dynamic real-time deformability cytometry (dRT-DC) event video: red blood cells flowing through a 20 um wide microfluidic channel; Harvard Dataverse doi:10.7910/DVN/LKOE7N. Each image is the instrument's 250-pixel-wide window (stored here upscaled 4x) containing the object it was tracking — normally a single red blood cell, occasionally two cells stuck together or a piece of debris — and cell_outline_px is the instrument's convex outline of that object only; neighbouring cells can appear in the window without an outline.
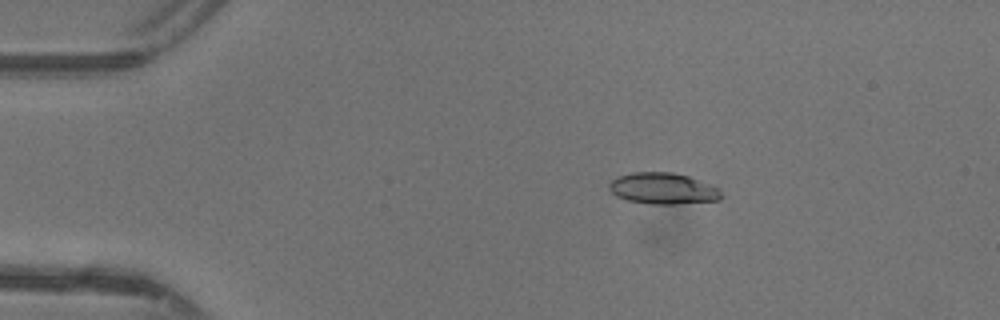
{"species": "common noctule bat (a hibernating species)", "species_latin": "Nyctalus noctula", "temperature_condition": "warm", "stored_images_in_passage": 48, "camera_frame_rate_fps": 3000, "um_per_image_px": 0.085, "animal": {"sex": "female"}, "frame": {"image": 1, "passage_image": 9, "time_ms": 2.667, "image_size_px": [1000, 320], "cell_outline_px": [[724, 196], [720, 200], [676, 204], [648, 204], [628, 200], [616, 196], [608, 188], [608, 184], [612, 180], [620, 176], [632, 172], [672, 172], [688, 176], [712, 184], [720, 188]], "centroid_in_image_um": [56.4, 16.03], "position_along_channel_um": 28.6, "area_um2": 20.69}}
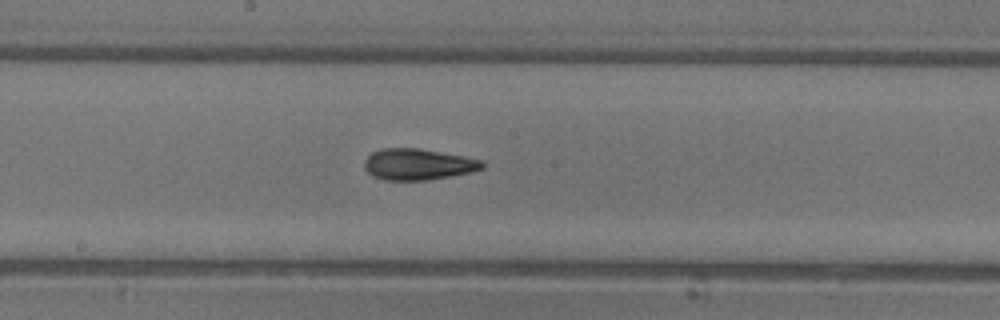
{"frame": {"image": 2, "passage_image": 26, "time_ms": 8.333, "image_size_px": [1000, 320], "cell_outline_px": [[484, 168], [472, 172], [452, 176], [428, 180], [384, 180], [372, 176], [364, 168], [364, 160], [372, 152], [380, 148], [420, 148], [464, 156], [480, 160], [484, 164]], "centroid_in_image_um": [35.52, 13.97], "position_along_channel_um": 212.7, "area_um2": 21.62}}
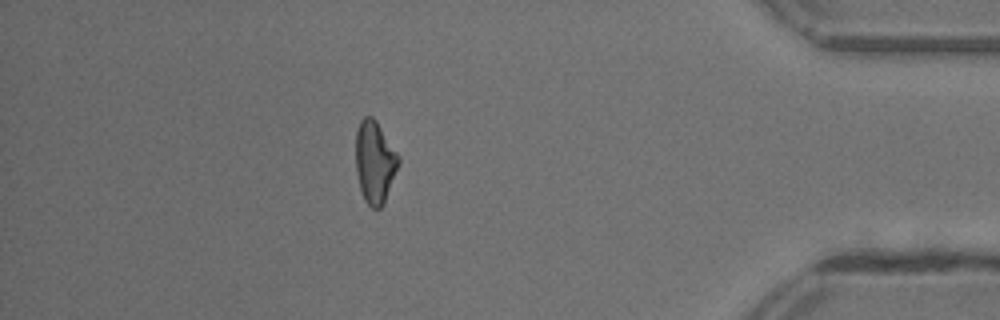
{"frame": {"image": 3, "passage_image": 42, "time_ms": 13.667, "image_size_px": [1000, 320], "cell_outline_px": [[400, 160], [384, 204], [380, 208], [372, 208], [364, 200], [360, 188], [356, 172], [356, 132], [360, 120], [364, 116], [372, 116], [376, 120], [400, 156]], "centroid_in_image_um": [31.85, 13.76], "position_along_channel_um": 403.3, "area_um2": 20.52}, "authors_computed_cell_mechanics": {"area_um2": 20.6635, "velocity_mm_per_s": 4.3884, "shape_relaxation_time_tau1_ms": 8.9085, "shape_relaxation_time_tau2_ms": 2.7421, "deformation_change_tau1": 0.2353, "deformation_change_tau2": 0.1075}}